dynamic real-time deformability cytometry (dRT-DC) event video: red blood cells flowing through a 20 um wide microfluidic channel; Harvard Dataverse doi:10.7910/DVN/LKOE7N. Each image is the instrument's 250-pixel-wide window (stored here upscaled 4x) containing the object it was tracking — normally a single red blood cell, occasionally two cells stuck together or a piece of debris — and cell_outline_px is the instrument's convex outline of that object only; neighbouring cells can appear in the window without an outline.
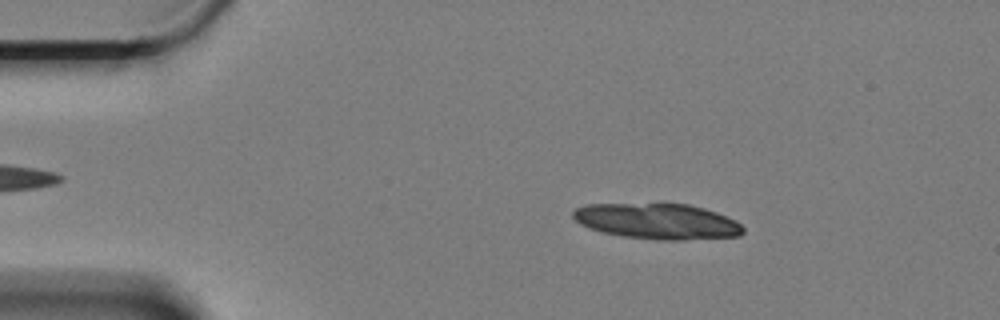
{"species": "Egyptian fruit bat (a non-hibernating species)", "species_latin": "Rousettus aegyptiacus", "temperature_condition": "cold", "stored_images_in_passage": 20, "camera_frame_rate_fps": 3000, "um_per_image_px": 0.085, "animal": {"sex": "female"}, "frame": {"image": 1, "passage_image": 9, "time_ms": 2.667, "image_size_px": [1000, 320], "cell_outline_px": [[744, 232], [740, 236], [684, 240], [660, 240], [624, 236], [604, 232], [588, 228], [580, 224], [572, 216], [572, 212], [576, 208], [588, 204], [688, 204], [704, 208], [716, 212], [736, 220], [744, 228]], "centroid_in_image_um": [55.9, 18.81], "position_along_channel_um": 29.1, "area_um2": 35.26}}